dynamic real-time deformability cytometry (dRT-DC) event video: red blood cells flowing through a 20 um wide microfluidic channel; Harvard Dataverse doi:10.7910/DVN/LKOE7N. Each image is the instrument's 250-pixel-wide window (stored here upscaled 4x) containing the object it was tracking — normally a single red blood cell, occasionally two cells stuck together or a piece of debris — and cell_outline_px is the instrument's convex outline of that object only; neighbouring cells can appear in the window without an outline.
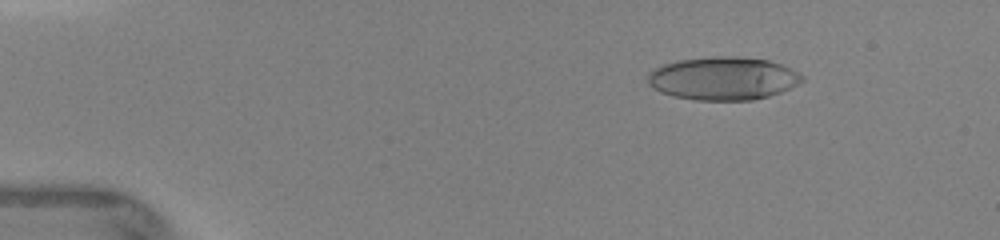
{"species": "human", "species_latin": "Homo sapiens", "temperature_condition": "warm", "stored_images_in_passage": 7, "camera_frame_rate_fps": 3000, "um_per_image_px": 0.085, "donor": {"sex": "female"}, "frame": {"image": 1, "passage_image": 3, "time_ms": 2.0, "image_size_px": [1000, 240], "cell_outline_px": [[804, 80], [780, 92], [768, 96], [752, 100], [696, 100], [672, 96], [660, 92], [652, 88], [648, 84], [648, 72], [664, 64], [676, 60], [712, 56], [740, 56], [768, 60], [792, 68], [804, 76]], "centroid_in_image_um": [61.44, 6.66], "position_along_channel_um": 23.6, "area_um2": 38.96}}
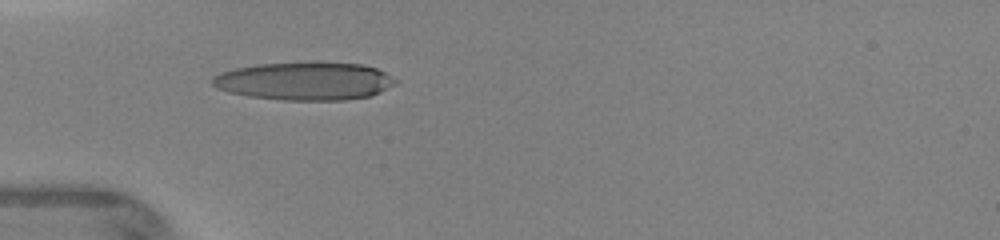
{"frame": {"image": 2, "passage_image": 6, "time_ms": 4.667, "image_size_px": [1000, 240], "cell_outline_px": [[400, 80], [396, 84], [380, 92], [368, 96], [344, 100], [284, 100], [248, 96], [228, 92], [216, 88], [212, 84], [212, 76], [220, 72], [236, 68], [256, 64], [364, 64], [376, 68]], "centroid_in_image_um": [25.89, 6.92], "position_along_channel_um": 59.1, "area_um2": 40.0}}